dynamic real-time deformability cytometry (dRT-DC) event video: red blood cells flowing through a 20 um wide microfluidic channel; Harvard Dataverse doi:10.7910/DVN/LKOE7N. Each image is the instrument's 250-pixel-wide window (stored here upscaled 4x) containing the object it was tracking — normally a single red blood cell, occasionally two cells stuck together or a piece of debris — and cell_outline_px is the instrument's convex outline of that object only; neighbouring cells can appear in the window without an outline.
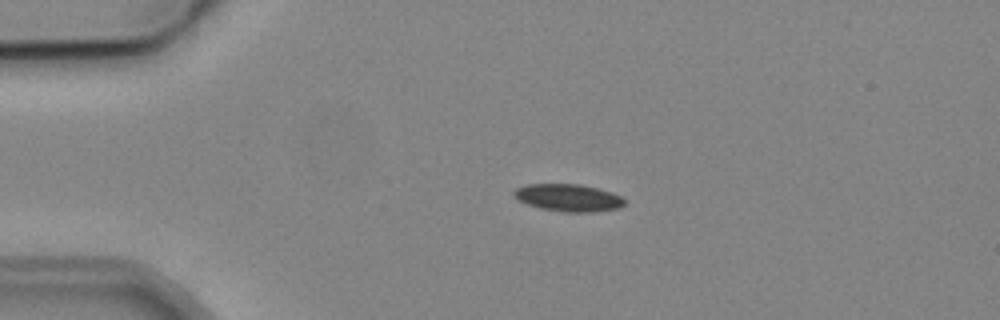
{"species": "common noctule bat (a hibernating species)", "species_latin": "Nyctalus noctula", "temperature_condition": "cold", "stored_images_in_passage": 4, "camera_frame_rate_fps": 3000, "um_per_image_px": 0.085, "animal": {"sex": "male", "body_mass_g": 19.2, "forearm_length_mm": 51.8}, "frame": {"image": 1, "passage_image": 3, "time_ms": 2.333, "image_size_px": [1000, 320], "cell_outline_px": [[624, 204], [620, 208], [588, 212], [564, 212], [540, 208], [528, 204], [512, 196], [512, 192], [516, 188], [528, 184], [580, 184], [612, 192], [620, 196], [624, 200]], "centroid_in_image_um": [48.29, 16.8], "position_along_channel_um": 36.7, "area_um2": 17.51}}